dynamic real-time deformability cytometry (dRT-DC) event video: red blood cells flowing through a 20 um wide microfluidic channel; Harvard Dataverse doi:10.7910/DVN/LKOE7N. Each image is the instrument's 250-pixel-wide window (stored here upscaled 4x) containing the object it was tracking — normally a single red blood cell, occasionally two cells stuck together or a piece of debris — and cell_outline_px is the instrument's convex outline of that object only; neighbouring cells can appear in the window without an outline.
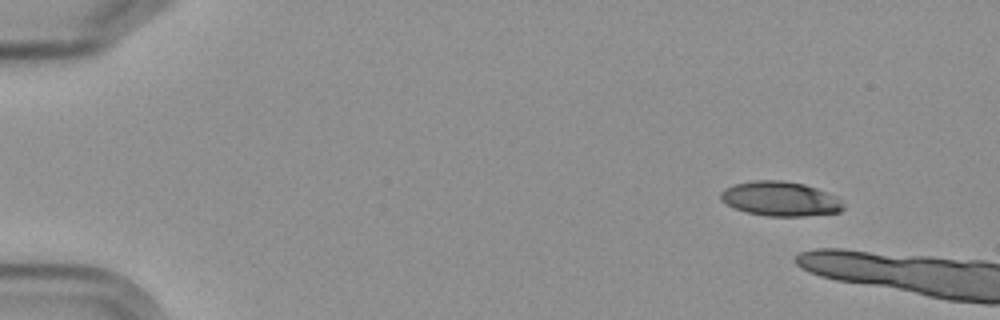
{"species": "Egyptian fruit bat (a non-hibernating species)", "species_latin": "Rousettus aegyptiacus", "temperature_condition": "cold", "stored_images_in_passage": 4, "camera_frame_rate_fps": 3000, "um_per_image_px": 0.085, "frame": {"image": 1, "passage_image": 1, "time_ms": 0.0, "image_size_px": [1000, 320], "cell_outline_px": [[844, 208], [840, 212], [804, 216], [768, 216], [748, 212], [736, 208], [720, 200], [720, 192], [724, 188], [736, 184], [756, 180], [780, 180], [804, 184], [816, 188], [836, 196], [844, 204]], "centroid_in_image_um": [66.34, 16.9], "position_along_channel_um": 18.7, "area_um2": 24.51}}